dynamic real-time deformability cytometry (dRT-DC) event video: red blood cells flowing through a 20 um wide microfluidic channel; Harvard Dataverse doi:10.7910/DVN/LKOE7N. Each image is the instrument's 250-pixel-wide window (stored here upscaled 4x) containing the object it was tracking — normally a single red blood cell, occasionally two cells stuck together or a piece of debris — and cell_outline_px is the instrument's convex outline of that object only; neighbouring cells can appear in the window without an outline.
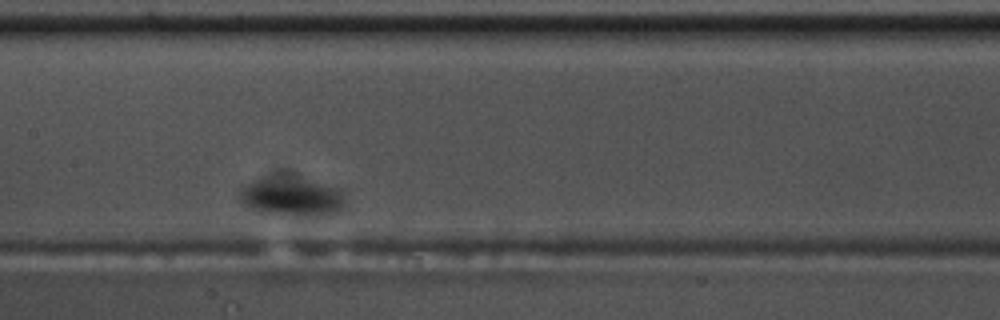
{"species": "common noctule bat (a hibernating species)", "species_latin": "Nyctalus noctula", "temperature_condition": "warm", "stored_images_in_passage": 59, "camera_frame_rate_fps": 3000, "um_per_image_px": 0.085, "animal": {"sex": "male", "body_mass_g": 17.5, "forearm_length_mm": 52.3}, "frame": {"image": 1, "passage_image": 23, "time_ms": 7.333, "image_size_px": [1000, 320], "cell_outline_px": [[348, 200], [344, 212], [328, 216], [276, 216], [256, 212], [240, 204], [240, 188], [244, 184], [252, 180], [268, 180], [320, 184], [340, 188]], "centroid_in_image_um": [24.85, 16.88], "position_along_channel_um": 182.5, "area_um2": 23.64}}
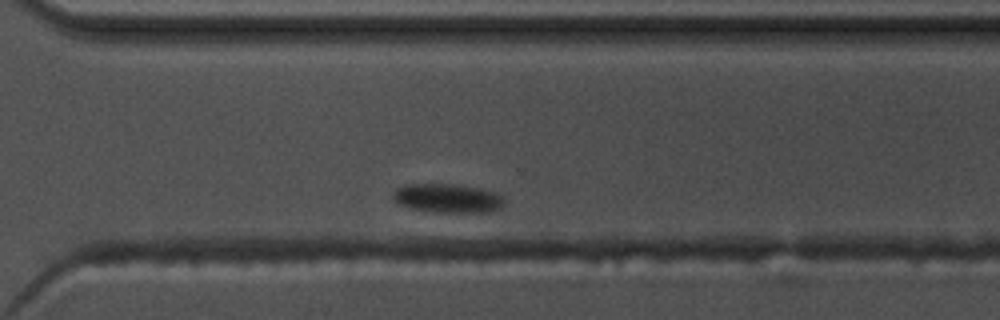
{"frame": {"image": 2, "passage_image": 50, "time_ms": 16.333, "image_size_px": [1000, 320], "cell_outline_px": [[504, 204], [500, 208], [488, 212], [436, 212], [412, 208], [396, 204], [392, 200], [392, 192], [396, 188], [408, 184], [460, 184], [496, 192], [504, 196]], "centroid_in_image_um": [38.03, 16.84], "position_along_channel_um": 332.6, "area_um2": 19.02}}
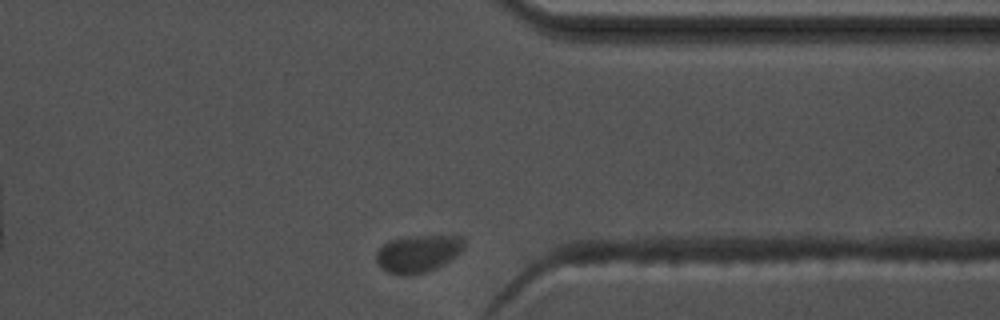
{"frame": {"image": 3, "passage_image": 57, "time_ms": 18.667, "image_size_px": [1000, 320], "cell_outline_px": [[464, 244], [456, 256], [436, 268], [424, 272], [408, 276], [400, 276], [388, 272], [380, 268], [376, 260], [376, 252], [388, 240], [404, 236], [460, 236], [464, 240]], "centroid_in_image_um": [35.47, 21.56], "position_along_channel_um": 375.9, "area_um2": 19.13}}